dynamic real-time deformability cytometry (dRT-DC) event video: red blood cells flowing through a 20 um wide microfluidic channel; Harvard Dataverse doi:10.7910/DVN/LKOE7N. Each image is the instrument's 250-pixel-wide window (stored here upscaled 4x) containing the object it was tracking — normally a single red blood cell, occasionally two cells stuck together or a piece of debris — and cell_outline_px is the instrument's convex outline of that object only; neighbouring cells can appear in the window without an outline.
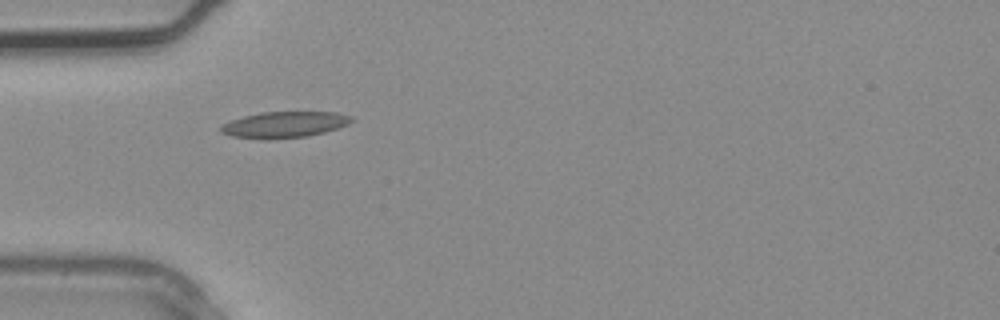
{"species": "common noctule bat (a hibernating species)", "species_latin": "Nyctalus noctula", "temperature_condition": "warm", "stored_images_in_passage": 3, "camera_frame_rate_fps": 3000, "um_per_image_px": 0.085, "animal": {"sex": "male", "body_mass_g": 20.4}, "frame": {"image": 1, "passage_image": 3, "time_ms": 0.667, "image_size_px": [1000, 320], "cell_outline_px": [[356, 120], [348, 124], [324, 132], [308, 136], [268, 140], [260, 140], [232, 136], [220, 132], [220, 128], [224, 124], [232, 120], [244, 116], [260, 112], [336, 112], [352, 116]], "centroid_in_image_um": [24.18, 10.6], "position_along_channel_um": 60.8, "area_um2": 20.06}}